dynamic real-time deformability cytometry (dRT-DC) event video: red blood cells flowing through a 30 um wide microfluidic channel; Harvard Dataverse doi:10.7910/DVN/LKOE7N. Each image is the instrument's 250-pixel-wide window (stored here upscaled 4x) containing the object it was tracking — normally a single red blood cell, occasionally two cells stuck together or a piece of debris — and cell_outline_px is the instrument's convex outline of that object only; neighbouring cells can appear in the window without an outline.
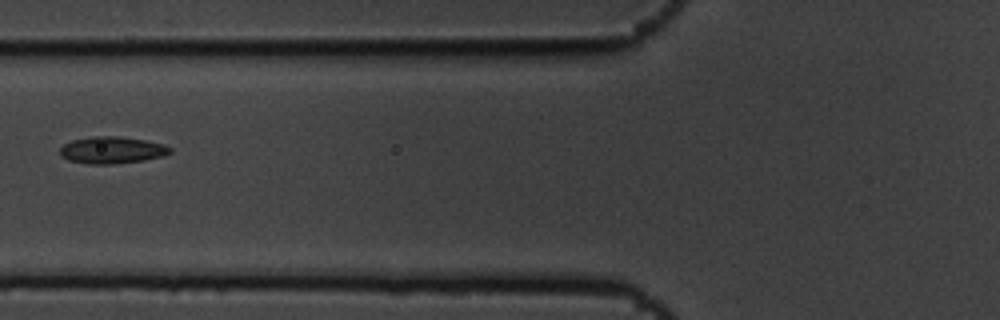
{"species": "common noctule bat (a hibernating species)", "species_latin": "Nyctalus noctula", "temperature_condition": "cold", "stored_images_in_passage": 4, "camera_frame_rate_fps": 3000, "um_per_image_px": 0.085, "animal": {"sex": "male", "body_mass_g": 19.5, "forearm_length_mm": 54.6}, "frame": {"image": 1, "passage_image": 4, "time_ms": 1.0, "image_size_px": [1000, 320], "cell_outline_px": [[172, 152], [164, 156], [144, 160], [112, 164], [88, 164], [68, 160], [60, 156], [60, 148], [64, 144], [72, 140], [92, 136], [120, 136], [144, 140], [164, 144], [172, 148]], "centroid_in_image_um": [9.52, 12.76], "position_along_channel_um": 116.3, "area_um2": 17.4}}